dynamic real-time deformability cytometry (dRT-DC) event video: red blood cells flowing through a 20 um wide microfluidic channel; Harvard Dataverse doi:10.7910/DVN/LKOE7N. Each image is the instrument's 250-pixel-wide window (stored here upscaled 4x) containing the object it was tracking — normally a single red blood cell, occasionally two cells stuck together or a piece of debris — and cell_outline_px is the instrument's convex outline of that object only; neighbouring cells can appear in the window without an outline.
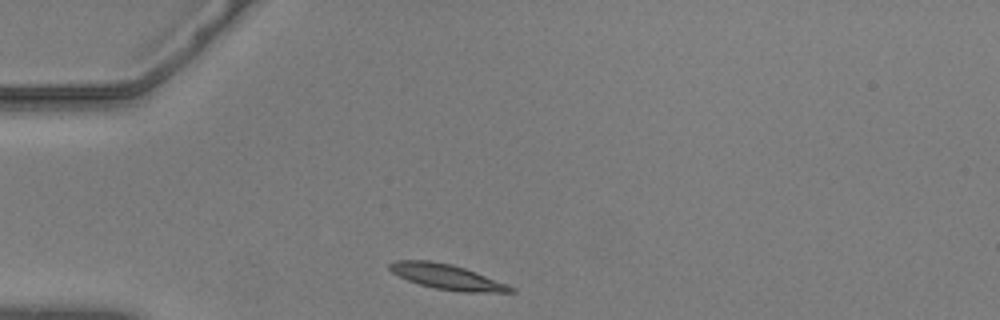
{"species": "common noctule bat (a hibernating species)", "species_latin": "Nyctalus noctula", "temperature_condition": "warm", "stored_images_in_passage": 34, "camera_frame_rate_fps": 3000, "um_per_image_px": 0.085, "animal": {"sex": "male", "body_mass_g": 20.5, "forearm_length_mm": 52.5}, "frame": {"image": 1, "passage_image": 1, "time_ms": 0.0, "image_size_px": [1000, 320], "cell_outline_px": [[516, 292], [460, 292], [436, 288], [420, 284], [408, 280], [392, 272], [388, 268], [388, 264], [396, 260], [428, 260], [452, 264], [476, 272], [508, 284], [516, 288]], "centroid_in_image_um": [38.02, 23.53], "position_along_channel_um": 47.0, "area_um2": 17.69}}
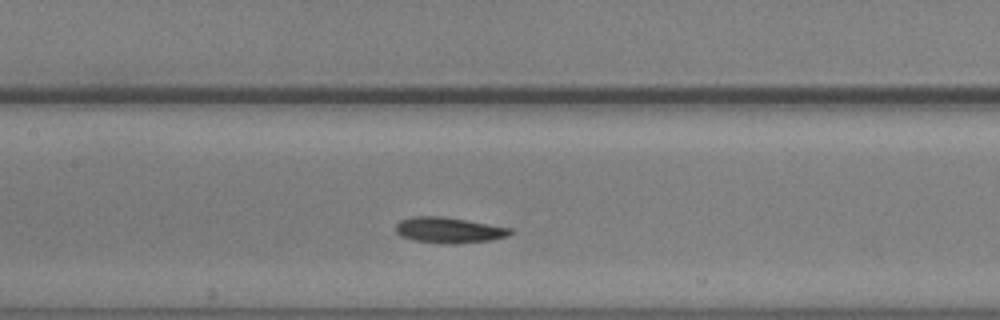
{"frame": {"image": 2, "passage_image": 13, "time_ms": 4.0, "image_size_px": [1000, 320], "cell_outline_px": [[512, 232], [508, 236], [492, 240], [456, 244], [440, 244], [412, 240], [400, 236], [396, 232], [396, 224], [400, 220], [412, 216], [440, 216], [512, 228]], "centroid_in_image_um": [38.12, 19.58], "position_along_channel_um": 169.3, "area_um2": 17.28}}
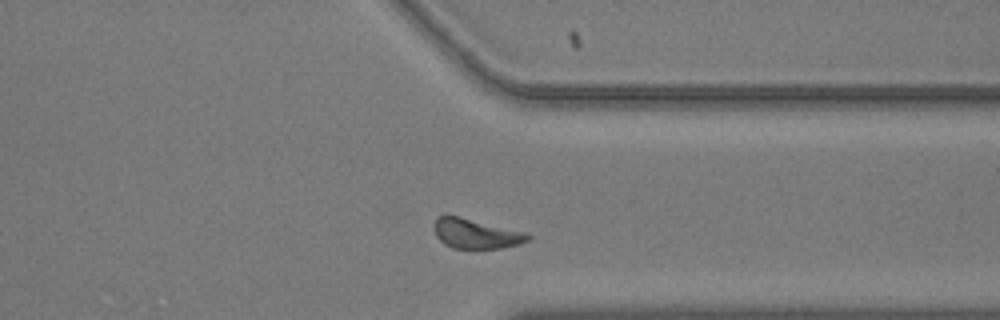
{"frame": {"image": 3, "passage_image": 30, "time_ms": 9.667, "image_size_px": [1000, 320], "cell_outline_px": [[532, 236], [528, 240], [520, 244], [500, 248], [452, 248], [444, 244], [436, 236], [432, 228], [432, 224], [436, 216], [444, 212], [448, 212], [524, 232]], "centroid_in_image_um": [40.34, 19.8], "position_along_channel_um": 371.1, "area_um2": 16.94}, "authors_computed_cell_mechanics": {"area_um2": 16.7042, "velocity_mm_per_s": 3.5802, "shape_relaxation_time_tau1_ms": 2.5997, "shape_relaxation_time_tau2_ms": 4.915, "deformation_change_tau1": 0.1433, "deformation_change_tau2": 0.1178}}